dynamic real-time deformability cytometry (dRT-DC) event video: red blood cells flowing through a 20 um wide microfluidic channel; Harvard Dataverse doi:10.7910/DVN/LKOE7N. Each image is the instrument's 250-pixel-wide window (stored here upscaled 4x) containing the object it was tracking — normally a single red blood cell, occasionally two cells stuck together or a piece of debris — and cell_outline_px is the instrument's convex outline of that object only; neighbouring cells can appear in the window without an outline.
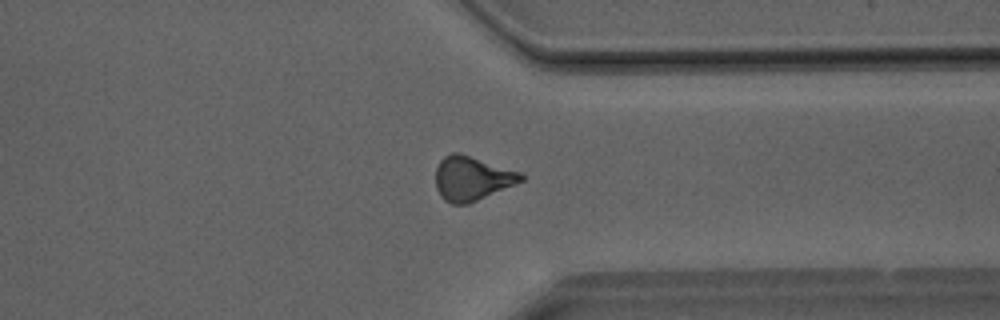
{"species": "Egyptian fruit bat (a non-hibernating species)", "species_latin": "Rousettus aegyptiacus", "temperature_condition": "room temperature", "stored_images_in_passage": 42, "camera_frame_rate_fps": 3000, "um_per_image_px": 0.085, "animal": {"sex": "male"}, "frame": {"image": 1, "passage_image": 32, "time_ms": 10.333, "image_size_px": [1000, 320], "cell_outline_px": [[524, 180], [468, 204], [452, 204], [444, 200], [440, 196], [436, 188], [436, 168], [440, 160], [444, 156], [452, 152], [460, 152], [520, 172], [524, 176]], "centroid_in_image_um": [40.08, 15.15], "position_along_channel_um": 371.3, "area_um2": 21.96}}
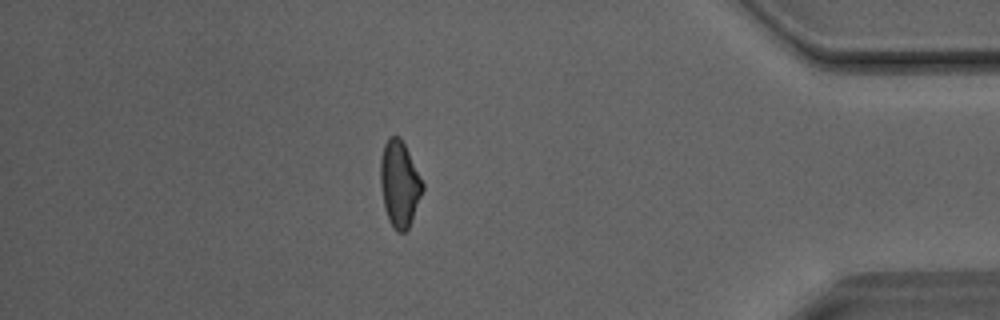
{"frame": {"image": 2, "passage_image": 36, "time_ms": 11.667, "image_size_px": [1000, 320], "cell_outline_px": [[424, 188], [412, 220], [408, 228], [404, 232], [396, 232], [392, 228], [388, 220], [384, 208], [380, 184], [380, 160], [384, 144], [388, 136], [400, 136], [424, 184]], "centroid_in_image_um": [33.94, 15.65], "position_along_channel_um": 401.3, "area_um2": 21.21}}